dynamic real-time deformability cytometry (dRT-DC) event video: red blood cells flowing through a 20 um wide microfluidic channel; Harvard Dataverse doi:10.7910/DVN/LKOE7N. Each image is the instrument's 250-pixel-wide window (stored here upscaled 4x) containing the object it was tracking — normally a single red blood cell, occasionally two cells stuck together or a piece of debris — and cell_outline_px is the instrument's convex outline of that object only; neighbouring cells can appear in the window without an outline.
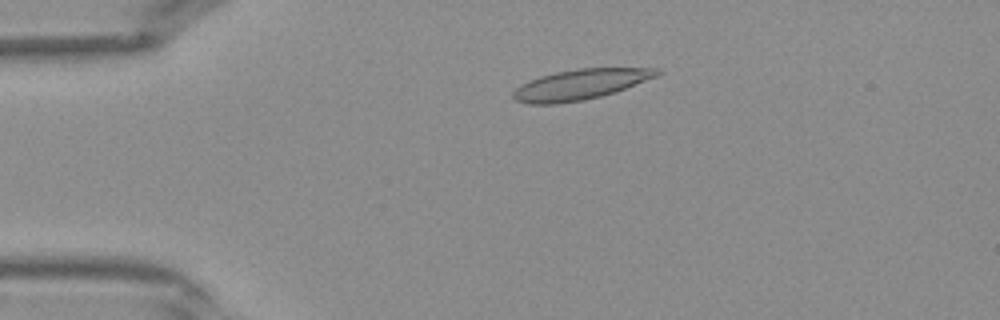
{"species": "Egyptian fruit bat (a non-hibernating species)", "species_latin": "Rousettus aegyptiacus", "temperature_condition": "warm", "stored_images_in_passage": 40, "camera_frame_rate_fps": 3000, "um_per_image_px": 0.085, "frame": {"image": 1, "passage_image": 8, "time_ms": 2.333, "image_size_px": [1000, 320], "cell_outline_px": [[664, 72], [656, 76], [616, 92], [584, 100], [556, 104], [528, 104], [516, 100], [512, 96], [512, 92], [520, 84], [528, 80], [540, 76], [556, 72], [576, 68], [660, 68]], "centroid_in_image_um": [49.31, 7.18], "position_along_channel_um": 35.7, "area_um2": 25.55}}
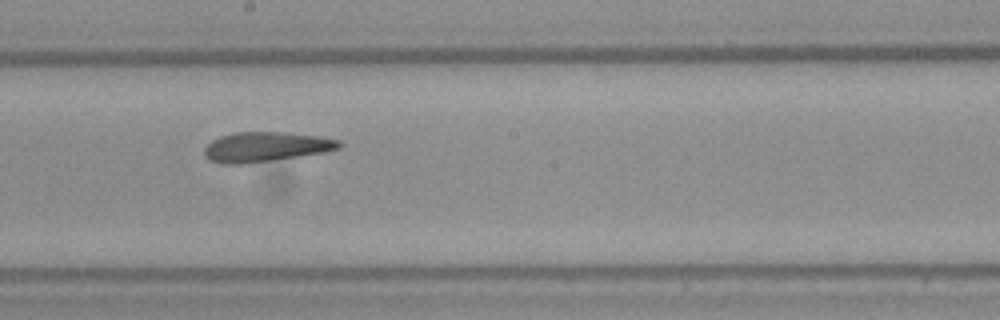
{"frame": {"image": 2, "passage_image": 22, "time_ms": 7.0, "image_size_px": [1000, 320], "cell_outline_px": [[344, 144], [340, 148], [324, 152], [244, 164], [224, 164], [208, 160], [204, 156], [204, 148], [212, 140], [220, 136], [236, 132], [288, 132], [320, 136], [340, 140]], "centroid_in_image_um": [22.59, 12.47], "position_along_channel_um": 225.6, "area_um2": 23.47}}
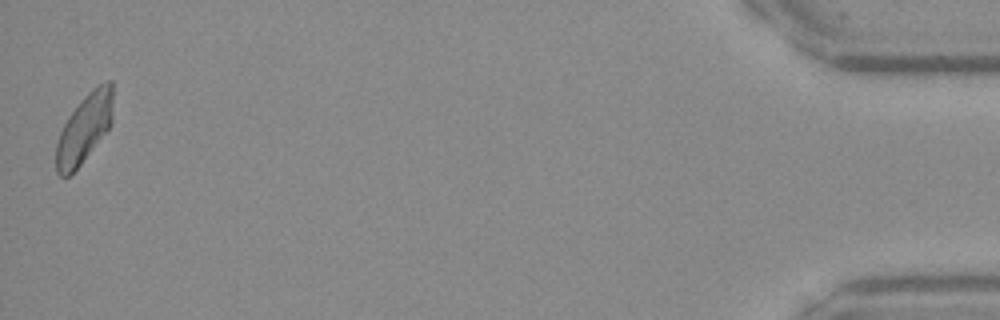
{"frame": {"image": 3, "passage_image": 40, "time_ms": 13.0, "image_size_px": [1000, 320], "cell_outline_px": [[112, 120], [108, 128], [80, 164], [68, 176], [60, 176], [56, 172], [56, 144], [60, 132], [68, 116], [84, 96], [88, 92], [104, 80], [112, 80]], "centroid_in_image_um": [7.15, 10.88], "position_along_channel_um": 428.0, "area_um2": 22.37}}